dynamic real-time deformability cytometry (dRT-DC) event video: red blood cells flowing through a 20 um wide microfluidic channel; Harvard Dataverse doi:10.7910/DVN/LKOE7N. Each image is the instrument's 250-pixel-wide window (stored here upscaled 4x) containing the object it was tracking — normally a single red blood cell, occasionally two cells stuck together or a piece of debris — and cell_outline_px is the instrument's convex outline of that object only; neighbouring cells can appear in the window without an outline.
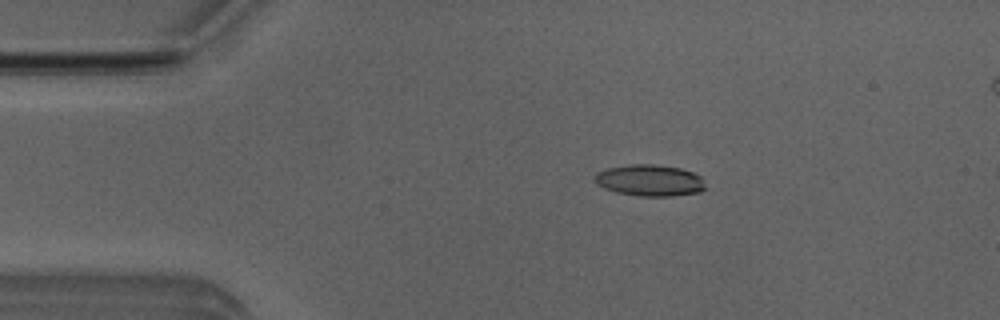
{"species": "Egyptian fruit bat (a non-hibernating species)", "species_latin": "Rousettus aegyptiacus", "temperature_condition": "room temperature", "stored_images_in_passage": 51, "camera_frame_rate_fps": 3000, "um_per_image_px": 0.085, "animal": {"sex": "male"}, "frame": {"image": 1, "passage_image": 8, "time_ms": 2.333, "image_size_px": [1000, 320], "cell_outline_px": [[708, 188], [700, 192], [672, 196], [640, 196], [616, 192], [604, 188], [596, 184], [592, 180], [596, 172], [608, 168], [632, 164], [652, 164], [680, 168], [692, 172], [700, 176]], "centroid_in_image_um": [55.22, 15.34], "position_along_channel_um": 29.8, "area_um2": 20.46}}
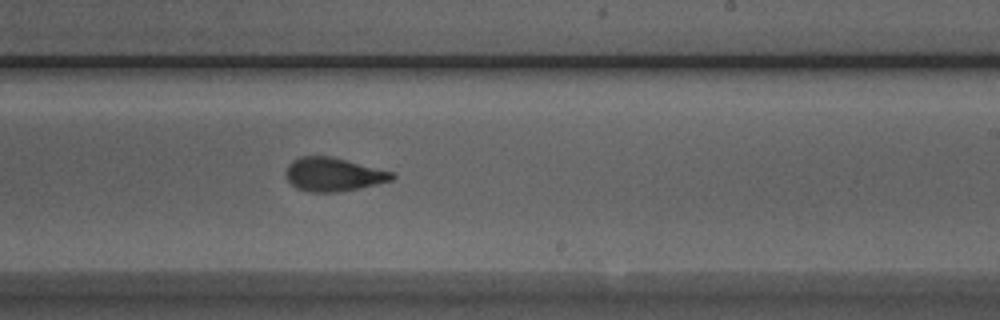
{"frame": {"image": 2, "passage_image": 29, "time_ms": 9.333, "image_size_px": [1000, 320], "cell_outline_px": [[396, 176], [392, 180], [360, 188], [336, 192], [312, 192], [296, 188], [284, 176], [284, 172], [288, 164], [292, 160], [300, 156], [332, 156], [396, 172]], "centroid_in_image_um": [28.34, 14.81], "position_along_channel_um": 260.7, "area_um2": 21.1}}
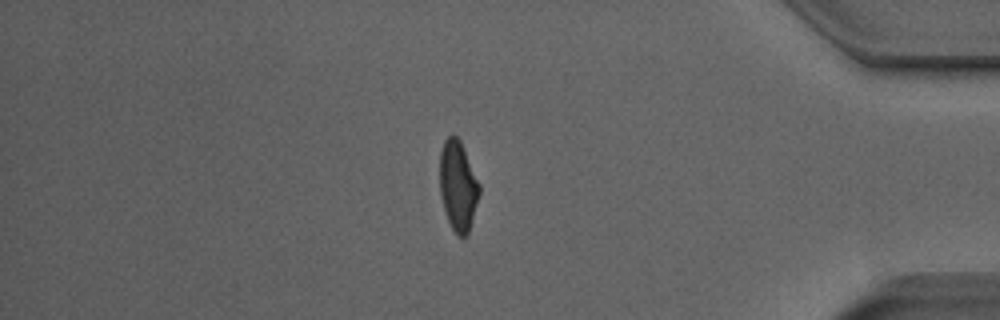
{"frame": {"image": 3, "passage_image": 42, "time_ms": 13.667, "image_size_px": [1000, 320], "cell_outline_px": [[480, 192], [468, 232], [464, 236], [456, 236], [448, 220], [444, 208], [440, 192], [440, 152], [444, 140], [452, 132], [460, 140], [480, 184]], "centroid_in_image_um": [38.92, 15.75], "position_along_channel_um": 396.3, "area_um2": 20.58}, "authors_computed_cell_mechanics": {"area_um2": 20.808, "velocity_mm_per_s": 3.9903, "shape_relaxation_time_tau1_ms": 3.6658, "shape_relaxation_time_tau2_ms": 1.6209, "deformation_change_tau1": 0.174, "deformation_change_tau2": 0.0776}}